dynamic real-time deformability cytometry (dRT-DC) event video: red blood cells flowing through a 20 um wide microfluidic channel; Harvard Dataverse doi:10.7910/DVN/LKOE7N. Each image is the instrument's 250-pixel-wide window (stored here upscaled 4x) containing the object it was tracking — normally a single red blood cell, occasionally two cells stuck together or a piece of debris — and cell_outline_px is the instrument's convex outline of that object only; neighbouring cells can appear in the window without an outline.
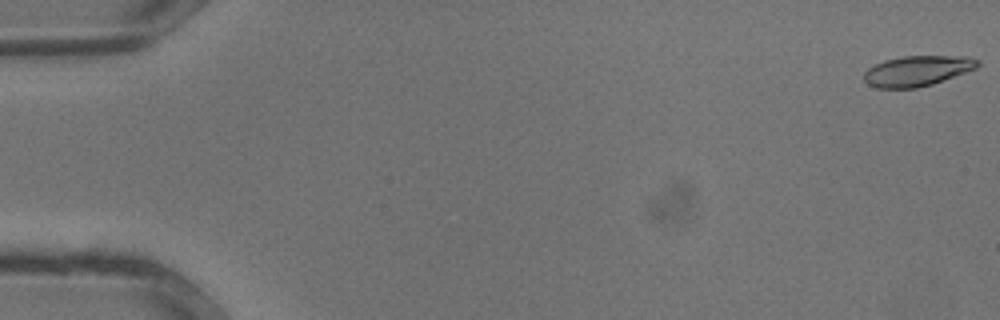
{"species": "common noctule bat (a hibernating species)", "species_latin": "Nyctalus noctula", "temperature_condition": "warm", "stored_images_in_passage": 35, "camera_frame_rate_fps": 3000, "um_per_image_px": 0.085, "animal": {"sex": "male", "body_mass_g": 13.3}, "frame": {"image": 1, "passage_image": 1, "time_ms": 0.0, "image_size_px": [1000, 320], "cell_outline_px": [[980, 64], [976, 68], [932, 84], [916, 88], [876, 88], [868, 84], [864, 80], [864, 72], [868, 68], [884, 60], [904, 56], [968, 56], [980, 60]], "centroid_in_image_um": [77.96, 6.02], "position_along_channel_um": 7.0, "area_um2": 20.06}}
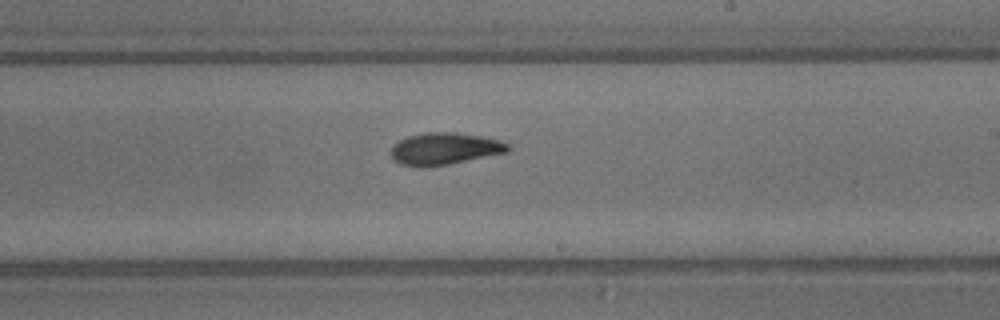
{"frame": {"image": 2, "passage_image": 21, "time_ms": 6.667, "image_size_px": [1000, 320], "cell_outline_px": [[512, 148], [508, 152], [448, 164], [424, 168], [420, 168], [400, 164], [392, 156], [392, 148], [400, 140], [408, 136], [428, 132], [456, 132], [484, 136], [500, 140], [508, 144]], "centroid_in_image_um": [37.84, 12.64], "position_along_channel_um": 251.2, "area_um2": 21.85}}
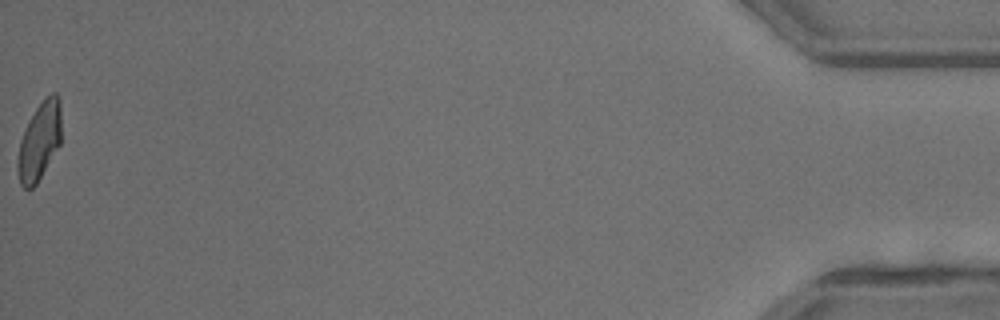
{"frame": {"image": 3, "passage_image": 35, "time_ms": 11.333, "image_size_px": [1000, 320], "cell_outline_px": [[60, 144], [36, 184], [28, 192], [20, 184], [16, 168], [16, 160], [20, 140], [24, 128], [28, 120], [44, 96], [52, 92], [56, 92], [60, 100]], "centroid_in_image_um": [3.31, 12.0], "position_along_channel_um": 431.9, "area_um2": 20.11}}